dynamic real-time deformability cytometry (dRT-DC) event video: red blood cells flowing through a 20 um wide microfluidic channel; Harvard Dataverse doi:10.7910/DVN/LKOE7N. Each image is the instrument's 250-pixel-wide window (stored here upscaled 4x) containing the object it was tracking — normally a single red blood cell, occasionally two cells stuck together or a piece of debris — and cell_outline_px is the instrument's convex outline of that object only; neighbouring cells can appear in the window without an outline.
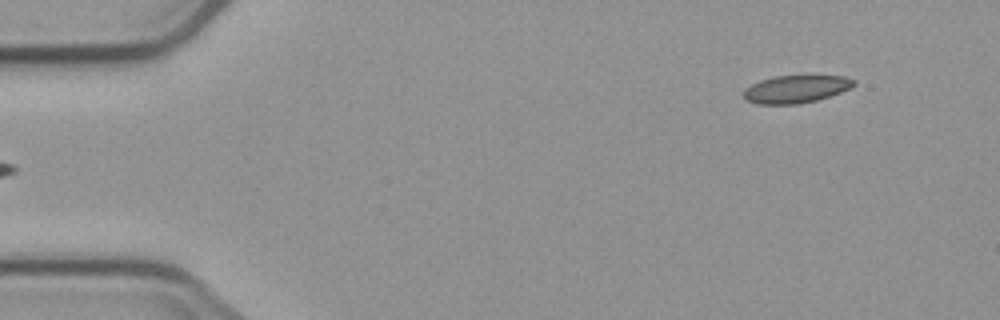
{"species": "common noctule bat (a hibernating species)", "species_latin": "Nyctalus noctula", "temperature_condition": "cold", "stored_images_in_passage": 3, "camera_frame_rate_fps": 3000, "um_per_image_px": 0.085, "animal": {"sex": "male", "body_mass_g": 23.1, "forearm_length_mm": 52.7}, "frame": {"image": 1, "passage_image": 3, "time_ms": 2.667, "image_size_px": [1000, 320], "cell_outline_px": [[856, 84], [840, 92], [816, 100], [800, 104], [756, 104], [748, 100], [744, 96], [744, 88], [760, 80], [776, 76], [844, 76], [856, 80]], "centroid_in_image_um": [67.64, 7.57], "position_along_channel_um": 17.4, "area_um2": 17.57}}